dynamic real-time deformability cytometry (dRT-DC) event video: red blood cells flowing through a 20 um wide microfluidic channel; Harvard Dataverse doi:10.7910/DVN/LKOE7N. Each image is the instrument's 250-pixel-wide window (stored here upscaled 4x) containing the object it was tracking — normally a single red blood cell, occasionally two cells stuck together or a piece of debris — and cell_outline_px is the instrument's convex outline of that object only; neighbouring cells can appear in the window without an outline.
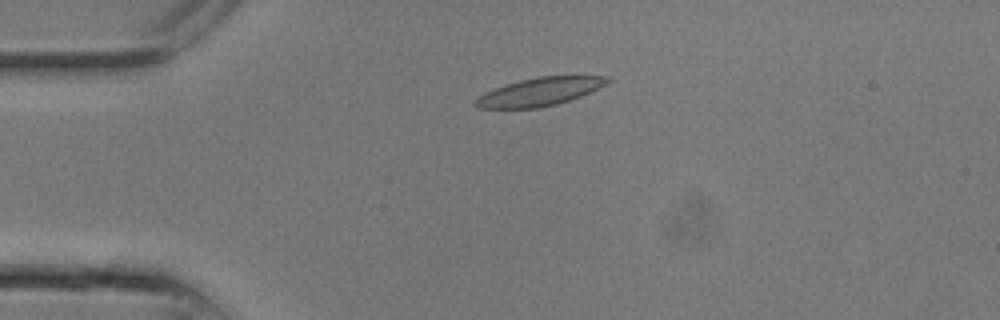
{"species": "common noctule bat (a hibernating species)", "species_latin": "Nyctalus noctula", "temperature_condition": "room temperature", "stored_images_in_passage": 10, "camera_frame_rate_fps": 3000, "um_per_image_px": 0.085, "animal": {"sex": "male", "body_mass_g": 13.3}, "frame": {"image": 1, "passage_image": 5, "time_ms": 1.333, "image_size_px": [1000, 320], "cell_outline_px": [[612, 80], [580, 96], [556, 104], [540, 108], [476, 108], [472, 104], [472, 100], [484, 92], [504, 84], [520, 80], [540, 76], [608, 76]], "centroid_in_image_um": [45.76, 7.8], "position_along_channel_um": 39.2, "area_um2": 21.56}}
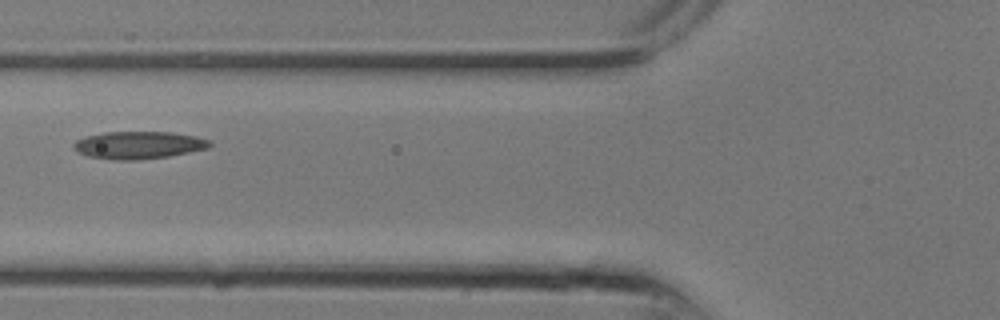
{"frame": {"image": 2, "passage_image": 9, "time_ms": 2.667, "image_size_px": [1000, 320], "cell_outline_px": [[212, 144], [208, 148], [168, 156], [140, 160], [108, 160], [88, 156], [76, 152], [72, 148], [72, 144], [76, 140], [84, 136], [104, 132], [172, 132], [196, 136], [208, 140]], "centroid_in_image_um": [11.71, 12.33], "position_along_channel_um": 114.1, "area_um2": 22.02}}